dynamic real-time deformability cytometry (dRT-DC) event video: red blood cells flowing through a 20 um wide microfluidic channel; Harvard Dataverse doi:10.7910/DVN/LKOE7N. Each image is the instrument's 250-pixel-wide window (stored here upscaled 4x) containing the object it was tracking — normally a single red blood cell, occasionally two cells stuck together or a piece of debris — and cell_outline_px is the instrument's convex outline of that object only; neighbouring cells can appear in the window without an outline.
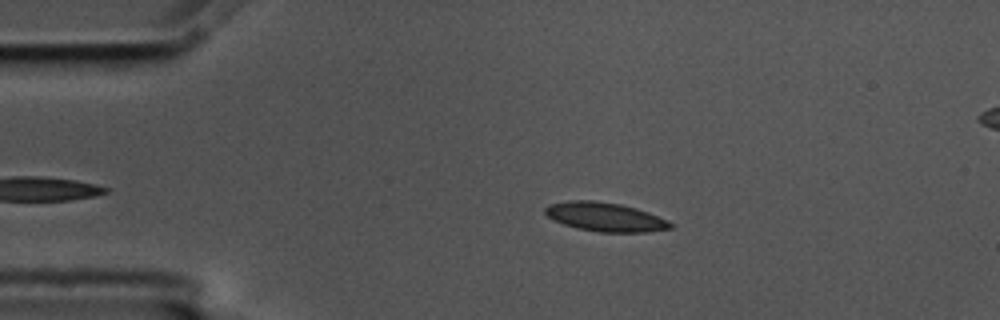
{"species": "common noctule bat (a hibernating species)", "species_latin": "Nyctalus noctula", "temperature_condition": "cold", "stored_images_in_passage": 47, "camera_frame_rate_fps": 3000, "um_per_image_px": 0.085, "animal": {"sex": "male", "body_mass_g": 17.5, "forearm_length_mm": 52.3}, "frame": {"image": 1, "passage_image": 8, "time_ms": 2.333, "image_size_px": [1000, 320], "cell_outline_px": [[672, 228], [648, 232], [600, 232], [576, 228], [552, 220], [544, 212], [544, 208], [548, 204], [568, 200], [596, 200], [620, 204], [636, 208], [648, 212], [668, 220], [672, 224]], "centroid_in_image_um": [51.41, 18.43], "position_along_channel_um": 33.6, "area_um2": 21.27}}
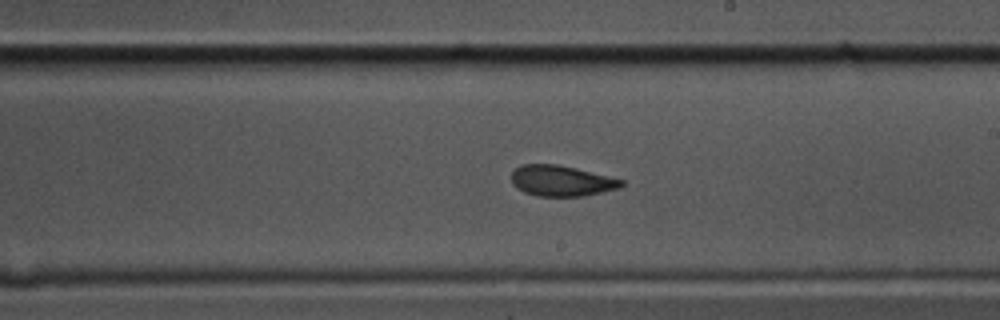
{"frame": {"image": 2, "passage_image": 29, "time_ms": 9.333, "image_size_px": [1000, 320], "cell_outline_px": [[624, 184], [620, 188], [584, 196], [536, 196], [524, 192], [516, 188], [512, 184], [512, 172], [520, 164], [556, 164], [576, 168], [624, 180]], "centroid_in_image_um": [47.71, 15.37], "position_along_channel_um": 241.3, "area_um2": 19.77}}
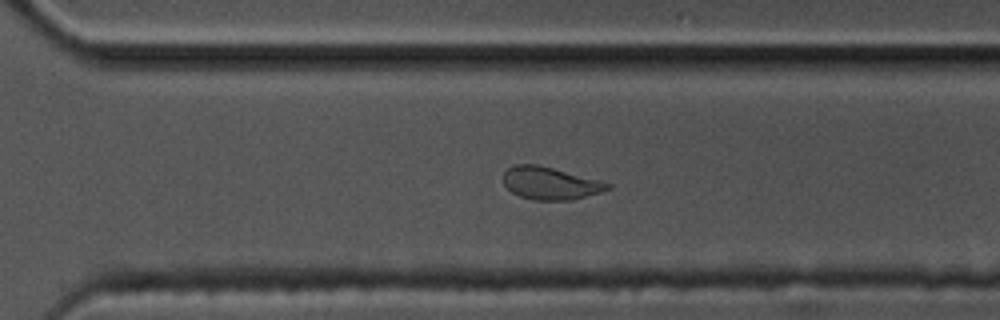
{"frame": {"image": 3, "passage_image": 36, "time_ms": 11.667, "image_size_px": [1000, 320], "cell_outline_px": [[612, 188], [600, 192], [572, 200], [532, 200], [520, 196], [512, 192], [504, 184], [504, 172], [512, 164], [536, 164], [552, 168], [612, 184]], "centroid_in_image_um": [46.74, 15.58], "position_along_channel_um": 323.9, "area_um2": 19.54}, "authors_computed_cell_mechanics": {"area_um2": 20.4612, "velocity_mm_per_s": 3.5404, "shape_relaxation_time_tau1_ms": 10.1773, "shape_relaxation_time_tau2_ms": 2.6681, "deformation_change_tau1": 0.1928, "deformation_change_tau2": 0.0672}}